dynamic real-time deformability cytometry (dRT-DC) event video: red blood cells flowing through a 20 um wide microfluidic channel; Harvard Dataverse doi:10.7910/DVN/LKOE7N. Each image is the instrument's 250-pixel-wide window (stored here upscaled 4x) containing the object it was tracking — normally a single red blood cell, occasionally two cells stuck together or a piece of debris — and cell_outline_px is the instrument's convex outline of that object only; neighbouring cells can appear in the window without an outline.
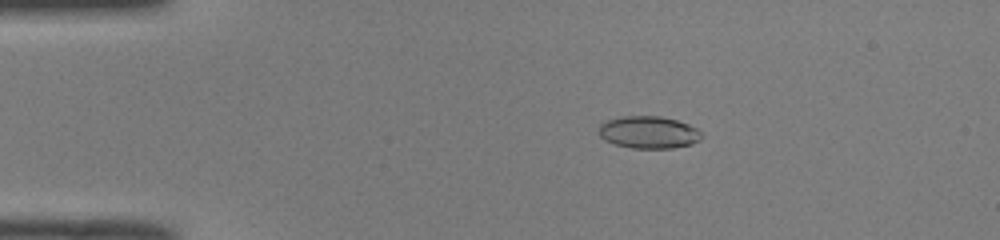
{"species": "common noctule bat (a hibernating species)", "species_latin": "Nyctalus noctula", "temperature_condition": "room temperature", "stored_images_in_passage": 51, "camera_frame_rate_fps": 3000, "um_per_image_px": 0.085, "animal": {"sex": "male", "body_mass_g": 19.0, "forearm_length_mm": 50.8}, "frame": {"image": 1, "passage_image": 10, "time_ms": 3.0, "image_size_px": [1000, 240], "cell_outline_px": [[704, 136], [700, 140], [692, 144], [672, 148], [632, 148], [616, 144], [604, 140], [600, 136], [600, 124], [604, 120], [620, 116], [660, 116], [676, 120], [688, 124], [704, 132]], "centroid_in_image_um": [55.16, 11.24], "position_along_channel_um": 29.8, "area_um2": 19.54}}
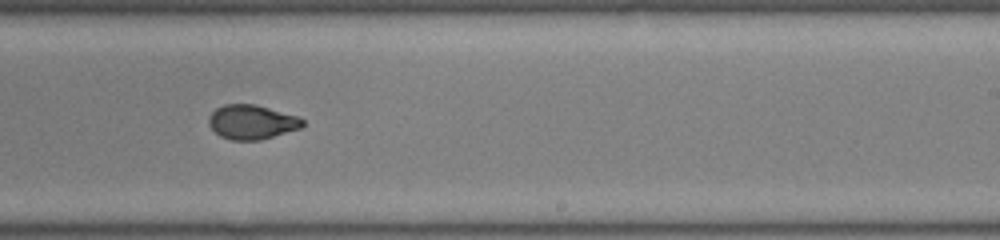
{"frame": {"image": 2, "passage_image": 32, "time_ms": 10.333, "image_size_px": [1000, 240], "cell_outline_px": [[304, 124], [300, 128], [260, 140], [232, 140], [220, 136], [208, 124], [208, 116], [216, 108], [224, 104], [256, 104], [300, 116], [304, 120]], "centroid_in_image_um": [21.41, 10.36], "position_along_channel_um": 267.6, "area_um2": 18.9}}
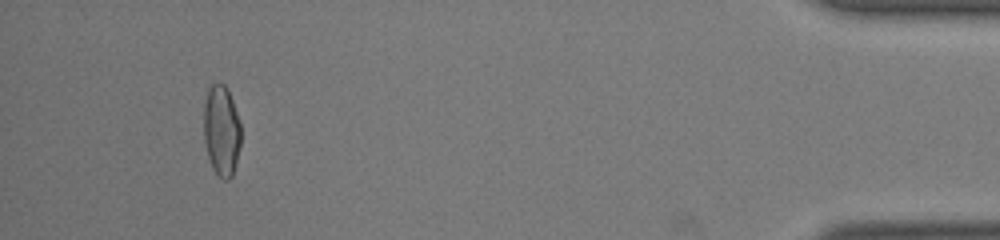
{"frame": {"image": 3, "passage_image": 48, "time_ms": 15.667, "image_size_px": [1000, 240], "cell_outline_px": [[240, 144], [232, 176], [228, 180], [224, 180], [212, 168], [208, 156], [204, 140], [204, 104], [208, 88], [216, 80], [220, 80], [224, 84], [232, 100], [240, 124]], "centroid_in_image_um": [18.8, 11.06], "position_along_channel_um": 416.4, "area_um2": 19.54}, "authors_computed_cell_mechanics": {"area_um2": 19.3052, "velocity_mm_per_s": 4.0301, "shape_relaxation_time_tau1_ms": null, "shape_relaxation_time_tau2_ms": 1.2389, "deformation_change_tau1": null, "deformation_change_tau2": 0.0605}}